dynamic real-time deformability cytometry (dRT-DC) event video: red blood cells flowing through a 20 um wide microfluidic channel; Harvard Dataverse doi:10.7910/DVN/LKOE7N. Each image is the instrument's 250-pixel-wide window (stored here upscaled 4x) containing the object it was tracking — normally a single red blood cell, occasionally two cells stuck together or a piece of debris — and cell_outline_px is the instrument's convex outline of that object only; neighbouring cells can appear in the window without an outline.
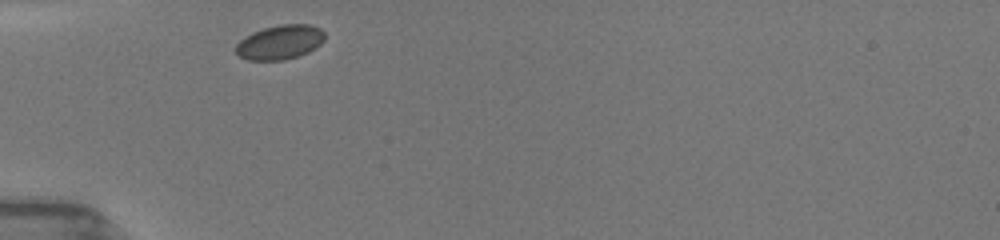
{"species": "common noctule bat (a hibernating species)", "species_latin": "Nyctalus noctula", "temperature_condition": "room temperature", "stored_images_in_passage": 41, "camera_frame_rate_fps": 3000, "um_per_image_px": 0.085, "animal": {"sex": "female", "body_mass_g": 19.5, "forearm_length_mm": 54.1}, "frame": {"image": 1, "passage_image": 1, "time_ms": 0.0, "image_size_px": [1000, 240], "cell_outline_px": [[324, 40], [320, 44], [308, 52], [284, 60], [248, 60], [240, 56], [236, 52], [236, 44], [244, 36], [252, 32], [264, 28], [280, 24], [308, 24], [320, 28], [324, 32]], "centroid_in_image_um": [23.78, 3.58], "position_along_channel_um": 61.2, "area_um2": 17.74}}
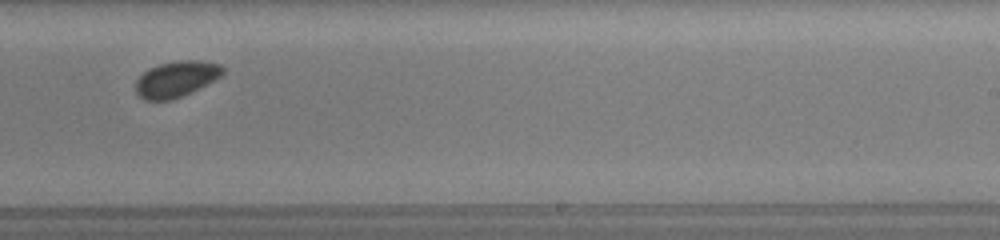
{"frame": {"image": 2, "passage_image": 21, "time_ms": 5.667, "image_size_px": [1000, 240], "cell_outline_px": [[224, 72], [220, 76], [172, 100], [144, 100], [136, 92], [136, 80], [148, 68], [160, 64], [176, 60], [200, 60], [220, 64], [224, 68]], "centroid_in_image_um": [14.95, 6.69], "position_along_channel_um": 274.1, "area_um2": 17.86}}
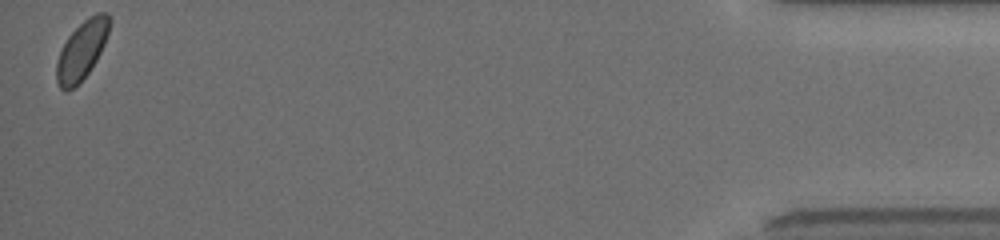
{"frame": {"image": 3, "passage_image": 41, "time_ms": 11.667, "image_size_px": [1000, 240], "cell_outline_px": [[108, 32], [104, 44], [96, 60], [88, 72], [72, 88], [60, 88], [56, 80], [56, 64], [60, 52], [68, 36], [84, 20], [96, 12], [108, 12]], "centroid_in_image_um": [6.94, 4.24], "position_along_channel_um": 428.3, "area_um2": 17.34}}